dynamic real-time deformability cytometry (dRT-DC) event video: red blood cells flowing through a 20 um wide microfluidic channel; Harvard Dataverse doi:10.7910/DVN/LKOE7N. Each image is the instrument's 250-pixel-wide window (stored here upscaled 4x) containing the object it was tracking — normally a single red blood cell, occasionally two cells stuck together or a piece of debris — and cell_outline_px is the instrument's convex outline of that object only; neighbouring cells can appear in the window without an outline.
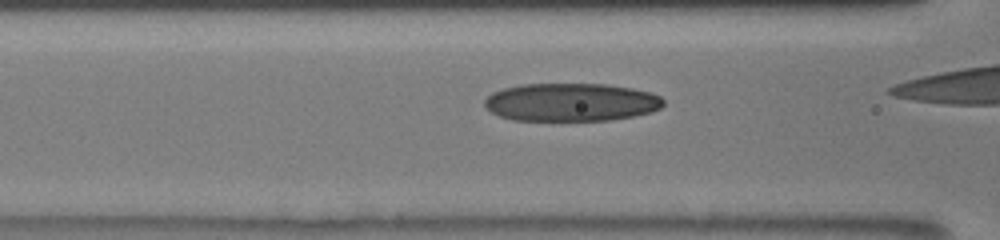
{"species": "human", "species_latin": "Homo sapiens", "temperature_condition": "room temperature", "stored_images_in_passage": 10, "camera_frame_rate_fps": 3000, "um_per_image_px": 0.085, "donor": {"sex": "male"}, "frame": {"image": 1, "passage_image": 6, "time_ms": 2.0, "image_size_px": [1000, 240], "cell_outline_px": [[664, 104], [660, 108], [652, 112], [612, 120], [512, 120], [500, 116], [492, 112], [484, 104], [484, 100], [492, 92], [504, 88], [524, 84], [608, 84], [632, 88], [648, 92], [660, 96], [664, 100]], "centroid_in_image_um": [48.56, 8.68], "position_along_channel_um": 118.0, "area_um2": 39.65}}